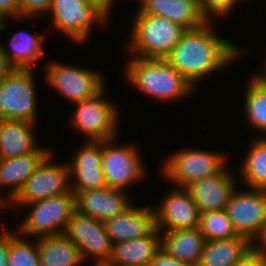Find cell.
Wrapping results in <instances>:
<instances>
[{
  "mask_svg": "<svg viewBox=\"0 0 266 266\" xmlns=\"http://www.w3.org/2000/svg\"><path fill=\"white\" fill-rule=\"evenodd\" d=\"M212 27L209 20L201 27L186 30L165 58L195 87L203 77L232 64L243 51L230 40L218 37Z\"/></svg>",
  "mask_w": 266,
  "mask_h": 266,
  "instance_id": "6da1fadb",
  "label": "cell"
},
{
  "mask_svg": "<svg viewBox=\"0 0 266 266\" xmlns=\"http://www.w3.org/2000/svg\"><path fill=\"white\" fill-rule=\"evenodd\" d=\"M126 64L124 75L129 83L158 101L178 100L195 91V86L166 59L132 57Z\"/></svg>",
  "mask_w": 266,
  "mask_h": 266,
  "instance_id": "7a4b0ae2",
  "label": "cell"
},
{
  "mask_svg": "<svg viewBox=\"0 0 266 266\" xmlns=\"http://www.w3.org/2000/svg\"><path fill=\"white\" fill-rule=\"evenodd\" d=\"M133 20L130 42L127 44L131 57L165 59L186 31L164 17L143 14L138 9Z\"/></svg>",
  "mask_w": 266,
  "mask_h": 266,
  "instance_id": "3957f363",
  "label": "cell"
},
{
  "mask_svg": "<svg viewBox=\"0 0 266 266\" xmlns=\"http://www.w3.org/2000/svg\"><path fill=\"white\" fill-rule=\"evenodd\" d=\"M25 205L32 207L17 228L18 234L24 237L39 238L63 234L76 210L75 194L72 190Z\"/></svg>",
  "mask_w": 266,
  "mask_h": 266,
  "instance_id": "277c9868",
  "label": "cell"
},
{
  "mask_svg": "<svg viewBox=\"0 0 266 266\" xmlns=\"http://www.w3.org/2000/svg\"><path fill=\"white\" fill-rule=\"evenodd\" d=\"M48 13L53 26L75 43L88 40L93 24L107 23L111 14L95 0H52Z\"/></svg>",
  "mask_w": 266,
  "mask_h": 266,
  "instance_id": "5b68a950",
  "label": "cell"
},
{
  "mask_svg": "<svg viewBox=\"0 0 266 266\" xmlns=\"http://www.w3.org/2000/svg\"><path fill=\"white\" fill-rule=\"evenodd\" d=\"M33 69L13 68L0 80V119L37 120L36 83Z\"/></svg>",
  "mask_w": 266,
  "mask_h": 266,
  "instance_id": "8992f818",
  "label": "cell"
},
{
  "mask_svg": "<svg viewBox=\"0 0 266 266\" xmlns=\"http://www.w3.org/2000/svg\"><path fill=\"white\" fill-rule=\"evenodd\" d=\"M222 153L206 150L183 149L169 155L162 167V173L174 187H187L197 180L221 173L226 167Z\"/></svg>",
  "mask_w": 266,
  "mask_h": 266,
  "instance_id": "52a82bcc",
  "label": "cell"
},
{
  "mask_svg": "<svg viewBox=\"0 0 266 266\" xmlns=\"http://www.w3.org/2000/svg\"><path fill=\"white\" fill-rule=\"evenodd\" d=\"M104 90L105 87L94 97L74 103L76 108L70 123L87 136L88 141H103L118 136L120 113L115 104L104 98Z\"/></svg>",
  "mask_w": 266,
  "mask_h": 266,
  "instance_id": "ba28073f",
  "label": "cell"
},
{
  "mask_svg": "<svg viewBox=\"0 0 266 266\" xmlns=\"http://www.w3.org/2000/svg\"><path fill=\"white\" fill-rule=\"evenodd\" d=\"M45 81L71 103L94 97L106 85L100 72L65 63H48Z\"/></svg>",
  "mask_w": 266,
  "mask_h": 266,
  "instance_id": "9c48e42d",
  "label": "cell"
},
{
  "mask_svg": "<svg viewBox=\"0 0 266 266\" xmlns=\"http://www.w3.org/2000/svg\"><path fill=\"white\" fill-rule=\"evenodd\" d=\"M114 140L102 141L103 173L107 187L126 191L145 176L146 170L136 147L128 144L117 146Z\"/></svg>",
  "mask_w": 266,
  "mask_h": 266,
  "instance_id": "30bf717a",
  "label": "cell"
},
{
  "mask_svg": "<svg viewBox=\"0 0 266 266\" xmlns=\"http://www.w3.org/2000/svg\"><path fill=\"white\" fill-rule=\"evenodd\" d=\"M64 234L80 249L84 261L91 256L93 266H105L112 254L113 243L103 221L75 210Z\"/></svg>",
  "mask_w": 266,
  "mask_h": 266,
  "instance_id": "8fae6325",
  "label": "cell"
},
{
  "mask_svg": "<svg viewBox=\"0 0 266 266\" xmlns=\"http://www.w3.org/2000/svg\"><path fill=\"white\" fill-rule=\"evenodd\" d=\"M52 156L50 153L27 178L9 206H24L71 190L68 164H52Z\"/></svg>",
  "mask_w": 266,
  "mask_h": 266,
  "instance_id": "7c38bea8",
  "label": "cell"
},
{
  "mask_svg": "<svg viewBox=\"0 0 266 266\" xmlns=\"http://www.w3.org/2000/svg\"><path fill=\"white\" fill-rule=\"evenodd\" d=\"M237 189L225 210L236 233L254 242L266 224V190Z\"/></svg>",
  "mask_w": 266,
  "mask_h": 266,
  "instance_id": "4fadbf2b",
  "label": "cell"
},
{
  "mask_svg": "<svg viewBox=\"0 0 266 266\" xmlns=\"http://www.w3.org/2000/svg\"><path fill=\"white\" fill-rule=\"evenodd\" d=\"M153 210L156 228L160 232L199 226L201 213L185 187H173Z\"/></svg>",
  "mask_w": 266,
  "mask_h": 266,
  "instance_id": "5bb4252c",
  "label": "cell"
},
{
  "mask_svg": "<svg viewBox=\"0 0 266 266\" xmlns=\"http://www.w3.org/2000/svg\"><path fill=\"white\" fill-rule=\"evenodd\" d=\"M84 143L71 163H67L73 192L107 187L102 168V141Z\"/></svg>",
  "mask_w": 266,
  "mask_h": 266,
  "instance_id": "9a60e30c",
  "label": "cell"
},
{
  "mask_svg": "<svg viewBox=\"0 0 266 266\" xmlns=\"http://www.w3.org/2000/svg\"><path fill=\"white\" fill-rule=\"evenodd\" d=\"M232 175L231 171L225 168L219 174L194 181L186 187L201 214L226 209L232 193L237 188L236 179Z\"/></svg>",
  "mask_w": 266,
  "mask_h": 266,
  "instance_id": "2e32d148",
  "label": "cell"
},
{
  "mask_svg": "<svg viewBox=\"0 0 266 266\" xmlns=\"http://www.w3.org/2000/svg\"><path fill=\"white\" fill-rule=\"evenodd\" d=\"M73 193L77 211L103 222L132 205L124 190L105 187Z\"/></svg>",
  "mask_w": 266,
  "mask_h": 266,
  "instance_id": "e0dca14e",
  "label": "cell"
},
{
  "mask_svg": "<svg viewBox=\"0 0 266 266\" xmlns=\"http://www.w3.org/2000/svg\"><path fill=\"white\" fill-rule=\"evenodd\" d=\"M104 221L106 232L112 243H120L149 235L155 228V215L151 206L133 207Z\"/></svg>",
  "mask_w": 266,
  "mask_h": 266,
  "instance_id": "ac0fdd59",
  "label": "cell"
},
{
  "mask_svg": "<svg viewBox=\"0 0 266 266\" xmlns=\"http://www.w3.org/2000/svg\"><path fill=\"white\" fill-rule=\"evenodd\" d=\"M137 9L143 14L164 17L186 30L201 27L208 21L198 0H142Z\"/></svg>",
  "mask_w": 266,
  "mask_h": 266,
  "instance_id": "d6986e66",
  "label": "cell"
},
{
  "mask_svg": "<svg viewBox=\"0 0 266 266\" xmlns=\"http://www.w3.org/2000/svg\"><path fill=\"white\" fill-rule=\"evenodd\" d=\"M52 153L51 150L39 148L36 152L15 158H0V190L9 186L7 198H0L8 203L16 196L27 178L38 168L42 161Z\"/></svg>",
  "mask_w": 266,
  "mask_h": 266,
  "instance_id": "ffe728a7",
  "label": "cell"
},
{
  "mask_svg": "<svg viewBox=\"0 0 266 266\" xmlns=\"http://www.w3.org/2000/svg\"><path fill=\"white\" fill-rule=\"evenodd\" d=\"M160 250L161 232L155 228L145 237L113 244L105 266H149Z\"/></svg>",
  "mask_w": 266,
  "mask_h": 266,
  "instance_id": "44dd1931",
  "label": "cell"
},
{
  "mask_svg": "<svg viewBox=\"0 0 266 266\" xmlns=\"http://www.w3.org/2000/svg\"><path fill=\"white\" fill-rule=\"evenodd\" d=\"M35 123L0 119V158H15L36 152Z\"/></svg>",
  "mask_w": 266,
  "mask_h": 266,
  "instance_id": "7402d4cb",
  "label": "cell"
},
{
  "mask_svg": "<svg viewBox=\"0 0 266 266\" xmlns=\"http://www.w3.org/2000/svg\"><path fill=\"white\" fill-rule=\"evenodd\" d=\"M206 243L199 227L161 232V250L174 259L198 265Z\"/></svg>",
  "mask_w": 266,
  "mask_h": 266,
  "instance_id": "603a6c76",
  "label": "cell"
},
{
  "mask_svg": "<svg viewBox=\"0 0 266 266\" xmlns=\"http://www.w3.org/2000/svg\"><path fill=\"white\" fill-rule=\"evenodd\" d=\"M36 241L40 266H79L85 262L80 249L64 233Z\"/></svg>",
  "mask_w": 266,
  "mask_h": 266,
  "instance_id": "cb8c5ba5",
  "label": "cell"
},
{
  "mask_svg": "<svg viewBox=\"0 0 266 266\" xmlns=\"http://www.w3.org/2000/svg\"><path fill=\"white\" fill-rule=\"evenodd\" d=\"M244 236L206 241L197 266H234L252 247Z\"/></svg>",
  "mask_w": 266,
  "mask_h": 266,
  "instance_id": "d4e9b609",
  "label": "cell"
},
{
  "mask_svg": "<svg viewBox=\"0 0 266 266\" xmlns=\"http://www.w3.org/2000/svg\"><path fill=\"white\" fill-rule=\"evenodd\" d=\"M45 36L29 34L25 31L16 32L10 40V47L6 49L1 45L7 61L13 68L17 69H34L33 66L43 55L42 42ZM11 48V50H10Z\"/></svg>",
  "mask_w": 266,
  "mask_h": 266,
  "instance_id": "484cf974",
  "label": "cell"
},
{
  "mask_svg": "<svg viewBox=\"0 0 266 266\" xmlns=\"http://www.w3.org/2000/svg\"><path fill=\"white\" fill-rule=\"evenodd\" d=\"M255 140V141H254ZM252 140L240 165V178L249 188L266 190V137Z\"/></svg>",
  "mask_w": 266,
  "mask_h": 266,
  "instance_id": "4316f807",
  "label": "cell"
},
{
  "mask_svg": "<svg viewBox=\"0 0 266 266\" xmlns=\"http://www.w3.org/2000/svg\"><path fill=\"white\" fill-rule=\"evenodd\" d=\"M245 88L244 107L248 125L266 134V84L251 76Z\"/></svg>",
  "mask_w": 266,
  "mask_h": 266,
  "instance_id": "83f0119b",
  "label": "cell"
},
{
  "mask_svg": "<svg viewBox=\"0 0 266 266\" xmlns=\"http://www.w3.org/2000/svg\"><path fill=\"white\" fill-rule=\"evenodd\" d=\"M198 227L206 241L230 239L239 236L233 228L226 210H214L202 213Z\"/></svg>",
  "mask_w": 266,
  "mask_h": 266,
  "instance_id": "f1b7e54d",
  "label": "cell"
},
{
  "mask_svg": "<svg viewBox=\"0 0 266 266\" xmlns=\"http://www.w3.org/2000/svg\"><path fill=\"white\" fill-rule=\"evenodd\" d=\"M27 239L18 234L10 242L8 266H40L37 242L30 243Z\"/></svg>",
  "mask_w": 266,
  "mask_h": 266,
  "instance_id": "f546056e",
  "label": "cell"
},
{
  "mask_svg": "<svg viewBox=\"0 0 266 266\" xmlns=\"http://www.w3.org/2000/svg\"><path fill=\"white\" fill-rule=\"evenodd\" d=\"M202 14L211 21V17L226 16L233 11L239 0H198ZM210 14V15H209ZM212 15V16H211Z\"/></svg>",
  "mask_w": 266,
  "mask_h": 266,
  "instance_id": "4dcf8cb0",
  "label": "cell"
},
{
  "mask_svg": "<svg viewBox=\"0 0 266 266\" xmlns=\"http://www.w3.org/2000/svg\"><path fill=\"white\" fill-rule=\"evenodd\" d=\"M52 0H20L21 19L49 11Z\"/></svg>",
  "mask_w": 266,
  "mask_h": 266,
  "instance_id": "1f68e13d",
  "label": "cell"
},
{
  "mask_svg": "<svg viewBox=\"0 0 266 266\" xmlns=\"http://www.w3.org/2000/svg\"><path fill=\"white\" fill-rule=\"evenodd\" d=\"M21 19L20 0H0V31L6 30V19Z\"/></svg>",
  "mask_w": 266,
  "mask_h": 266,
  "instance_id": "d6a6232c",
  "label": "cell"
},
{
  "mask_svg": "<svg viewBox=\"0 0 266 266\" xmlns=\"http://www.w3.org/2000/svg\"><path fill=\"white\" fill-rule=\"evenodd\" d=\"M18 235L6 229L0 231V266H8L7 260L10 249V242Z\"/></svg>",
  "mask_w": 266,
  "mask_h": 266,
  "instance_id": "836d02e7",
  "label": "cell"
},
{
  "mask_svg": "<svg viewBox=\"0 0 266 266\" xmlns=\"http://www.w3.org/2000/svg\"><path fill=\"white\" fill-rule=\"evenodd\" d=\"M149 266H195V265L178 261L173 257L167 255L163 250H160L154 256V259L150 262Z\"/></svg>",
  "mask_w": 266,
  "mask_h": 266,
  "instance_id": "e575fe53",
  "label": "cell"
},
{
  "mask_svg": "<svg viewBox=\"0 0 266 266\" xmlns=\"http://www.w3.org/2000/svg\"><path fill=\"white\" fill-rule=\"evenodd\" d=\"M265 257L252 247L234 266H262Z\"/></svg>",
  "mask_w": 266,
  "mask_h": 266,
  "instance_id": "d590c367",
  "label": "cell"
},
{
  "mask_svg": "<svg viewBox=\"0 0 266 266\" xmlns=\"http://www.w3.org/2000/svg\"><path fill=\"white\" fill-rule=\"evenodd\" d=\"M252 243L253 247L266 258V224L259 236Z\"/></svg>",
  "mask_w": 266,
  "mask_h": 266,
  "instance_id": "8d00e7d4",
  "label": "cell"
},
{
  "mask_svg": "<svg viewBox=\"0 0 266 266\" xmlns=\"http://www.w3.org/2000/svg\"><path fill=\"white\" fill-rule=\"evenodd\" d=\"M13 67L7 61L0 44V80H2Z\"/></svg>",
  "mask_w": 266,
  "mask_h": 266,
  "instance_id": "74e56055",
  "label": "cell"
},
{
  "mask_svg": "<svg viewBox=\"0 0 266 266\" xmlns=\"http://www.w3.org/2000/svg\"><path fill=\"white\" fill-rule=\"evenodd\" d=\"M97 1L103 8H105L109 13L112 12L110 10H113L112 6L114 4V0H95Z\"/></svg>",
  "mask_w": 266,
  "mask_h": 266,
  "instance_id": "f35d334b",
  "label": "cell"
},
{
  "mask_svg": "<svg viewBox=\"0 0 266 266\" xmlns=\"http://www.w3.org/2000/svg\"><path fill=\"white\" fill-rule=\"evenodd\" d=\"M265 66H266V64H265ZM265 69H266V67H265ZM252 77H254L257 81L266 84V72L265 73L262 72V73L255 74V75L253 74Z\"/></svg>",
  "mask_w": 266,
  "mask_h": 266,
  "instance_id": "ab89813d",
  "label": "cell"
},
{
  "mask_svg": "<svg viewBox=\"0 0 266 266\" xmlns=\"http://www.w3.org/2000/svg\"><path fill=\"white\" fill-rule=\"evenodd\" d=\"M7 206V204L0 198V207Z\"/></svg>",
  "mask_w": 266,
  "mask_h": 266,
  "instance_id": "60d3db41",
  "label": "cell"
},
{
  "mask_svg": "<svg viewBox=\"0 0 266 266\" xmlns=\"http://www.w3.org/2000/svg\"><path fill=\"white\" fill-rule=\"evenodd\" d=\"M262 266H266V258H265Z\"/></svg>",
  "mask_w": 266,
  "mask_h": 266,
  "instance_id": "b9f144b4",
  "label": "cell"
}]
</instances>
